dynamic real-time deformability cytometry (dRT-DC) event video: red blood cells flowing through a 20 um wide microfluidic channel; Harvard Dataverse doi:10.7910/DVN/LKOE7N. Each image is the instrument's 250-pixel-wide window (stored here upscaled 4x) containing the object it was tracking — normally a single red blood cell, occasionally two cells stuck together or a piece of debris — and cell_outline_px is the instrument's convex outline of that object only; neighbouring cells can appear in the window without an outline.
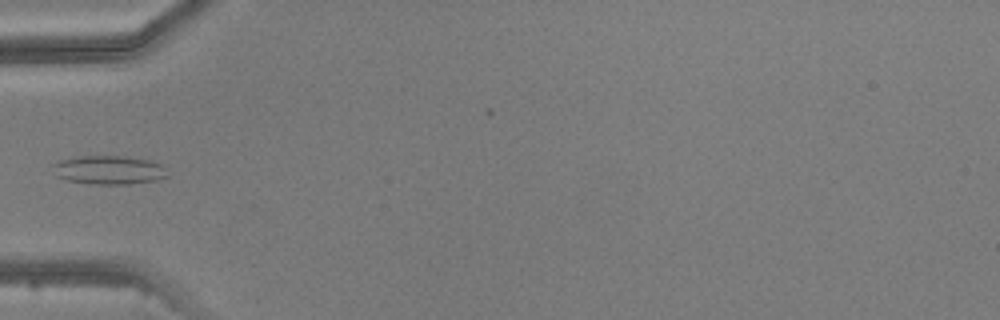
{"species": "common noctule bat (a hibernating species)", "species_latin": "Nyctalus noctula", "temperature_condition": "warm", "stored_images_in_passage": 4, "camera_frame_rate_fps": 3000, "um_per_image_px": 0.085, "animal": {"sex": "male", "body_mass_g": 20.5, "forearm_length_mm": 52.5}, "frame": {"image": 1, "passage_image": 4, "time_ms": 3.667, "image_size_px": [1000, 320], "cell_outline_px": [[168, 176], [156, 180], [128, 184], [92, 184], [68, 180], [56, 176], [52, 164], [60, 160], [80, 156], [124, 156], [148, 160], [160, 164], [164, 168]], "centroid_in_image_um": [9.24, 14.45], "position_along_channel_um": 75.8, "area_um2": 19.02}}